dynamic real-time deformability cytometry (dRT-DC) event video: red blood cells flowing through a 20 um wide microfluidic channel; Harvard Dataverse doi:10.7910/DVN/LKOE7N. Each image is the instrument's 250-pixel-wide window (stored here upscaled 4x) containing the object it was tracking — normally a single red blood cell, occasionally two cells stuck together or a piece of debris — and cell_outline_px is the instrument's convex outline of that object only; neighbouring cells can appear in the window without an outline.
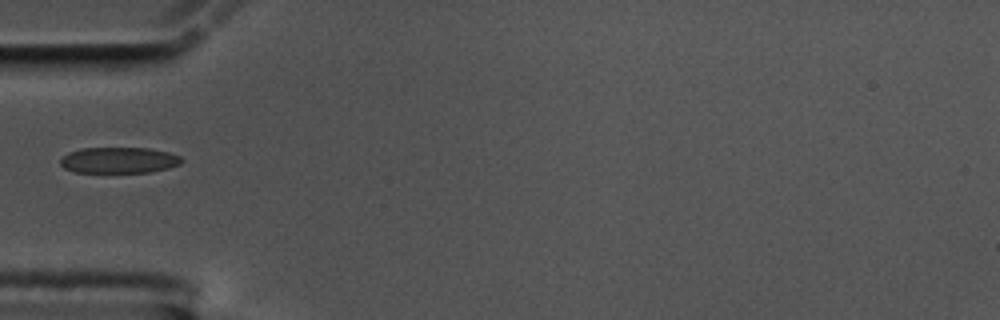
{"species": "common noctule bat (a hibernating species)", "species_latin": "Nyctalus noctula", "temperature_condition": "cold", "stored_images_in_passage": 39, "camera_frame_rate_fps": 3000, "um_per_image_px": 0.085, "animal": {"sex": "male", "body_mass_g": 17.5, "forearm_length_mm": 52.3}, "frame": {"image": 1, "passage_image": 1, "time_ms": 0.0, "image_size_px": [1000, 320], "cell_outline_px": [[184, 160], [180, 164], [168, 168], [148, 172], [76, 172], [64, 168], [60, 164], [60, 160], [68, 152], [80, 148], [148, 148], [168, 152], [180, 156]], "centroid_in_image_um": [10.11, 13.61], "position_along_channel_um": 74.9, "area_um2": 18.32}}
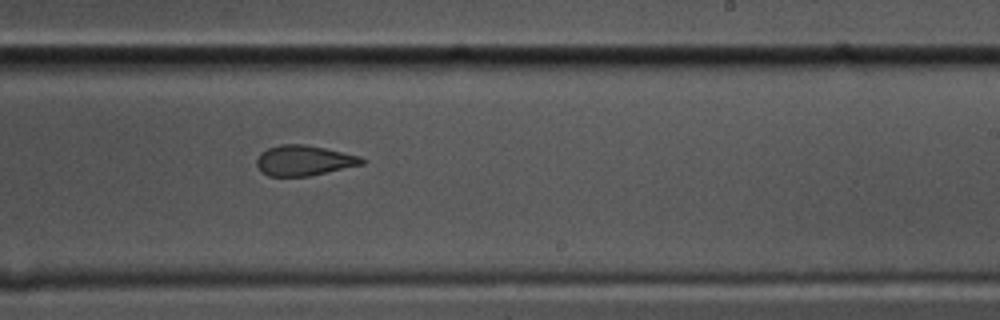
{"frame": {"image": 2, "passage_image": 17, "time_ms": 5.333, "image_size_px": [1000, 320], "cell_outline_px": [[364, 164], [308, 176], [268, 176], [260, 172], [256, 164], [256, 160], [260, 152], [268, 148], [280, 144], [304, 144], [324, 148], [360, 156], [364, 160]], "centroid_in_image_um": [25.78, 13.64], "position_along_channel_um": 263.2, "area_um2": 18.55}}
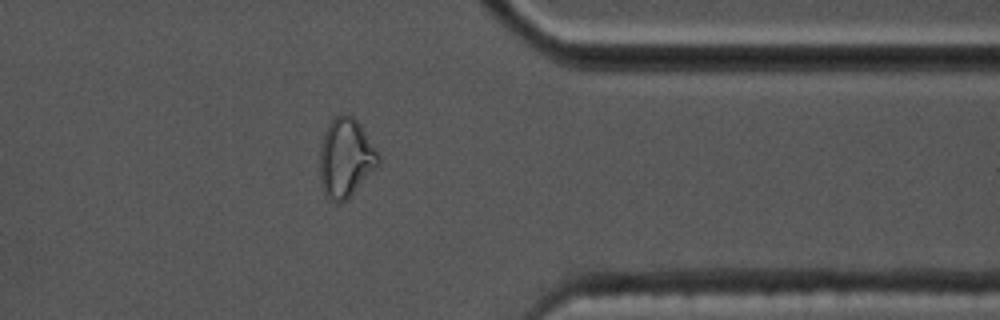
{"frame": {"image": 3, "passage_image": 28, "time_ms": 9.0, "image_size_px": [1000, 320], "cell_outline_px": [[380, 164], [348, 200], [336, 204], [324, 196], [320, 184], [320, 148], [324, 132], [328, 124], [336, 116], [352, 116], [360, 124], [380, 156]], "centroid_in_image_um": [29.38, 13.5], "position_along_channel_um": 382.0, "area_um2": 27.17}}